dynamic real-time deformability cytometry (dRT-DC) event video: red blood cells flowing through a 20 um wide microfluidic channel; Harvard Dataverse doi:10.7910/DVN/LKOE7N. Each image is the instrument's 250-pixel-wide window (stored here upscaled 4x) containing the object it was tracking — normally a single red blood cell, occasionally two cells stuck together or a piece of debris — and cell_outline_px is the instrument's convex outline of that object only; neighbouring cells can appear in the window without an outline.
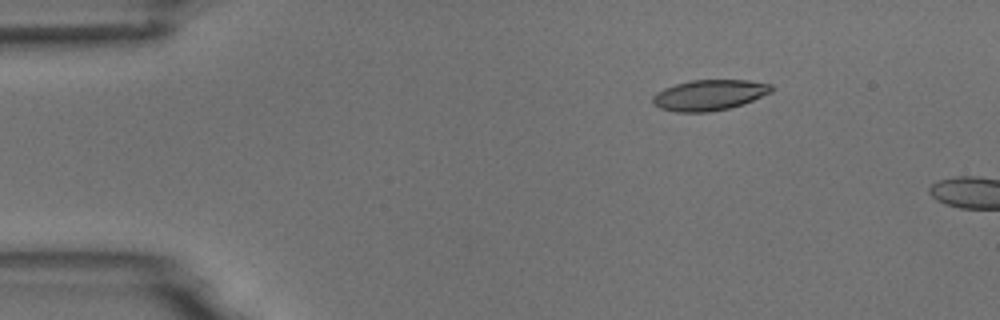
{"species": "common noctule bat (a hibernating species)", "species_latin": "Nyctalus noctula", "temperature_condition": "room temperature", "stored_images_in_passage": 3, "camera_frame_rate_fps": 3000, "um_per_image_px": 0.085, "animal": {"sex": "male", "body_mass_g": 18.8}, "frame": {"image": 1, "passage_image": 2, "time_ms": 1.0, "image_size_px": [1000, 320], "cell_outline_px": [[776, 88], [772, 92], [744, 104], [728, 108], [708, 112], [676, 112], [660, 108], [652, 104], [652, 96], [656, 92], [664, 88], [676, 84], [692, 80], [748, 80], [772, 84]], "centroid_in_image_um": [60.31, 8.08], "position_along_channel_um": 24.7, "area_um2": 21.39}}